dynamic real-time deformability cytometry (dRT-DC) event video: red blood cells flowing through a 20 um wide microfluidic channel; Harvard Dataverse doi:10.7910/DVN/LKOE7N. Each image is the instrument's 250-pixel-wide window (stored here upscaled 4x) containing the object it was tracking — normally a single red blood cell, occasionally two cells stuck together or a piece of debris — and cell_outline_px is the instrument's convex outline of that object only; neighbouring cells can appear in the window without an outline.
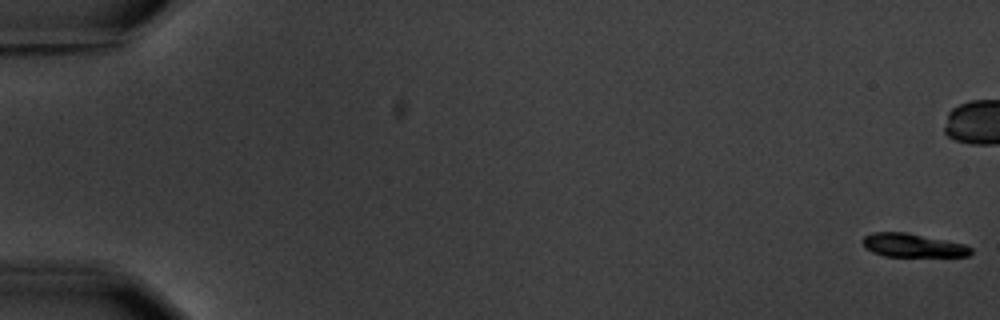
{"species": "common noctule bat (a hibernating species)", "species_latin": "Nyctalus noctula", "temperature_condition": "warm", "stored_images_in_passage": 8, "camera_frame_rate_fps": 3000, "um_per_image_px": 0.085, "animal": {"sex": "male", "body_mass_g": 20.1, "forearm_length_mm": 53.5}, "frame": {"image": 1, "passage_image": 1, "time_ms": 0.0, "image_size_px": [1000, 320], "cell_outline_px": [[972, 252], [968, 256], [884, 256], [872, 252], [864, 248], [860, 240], [864, 236], [872, 232], [908, 232], [964, 244], [972, 248]], "centroid_in_image_um": [77.53, 20.85], "position_along_channel_um": 7.5, "area_um2": 14.97}}